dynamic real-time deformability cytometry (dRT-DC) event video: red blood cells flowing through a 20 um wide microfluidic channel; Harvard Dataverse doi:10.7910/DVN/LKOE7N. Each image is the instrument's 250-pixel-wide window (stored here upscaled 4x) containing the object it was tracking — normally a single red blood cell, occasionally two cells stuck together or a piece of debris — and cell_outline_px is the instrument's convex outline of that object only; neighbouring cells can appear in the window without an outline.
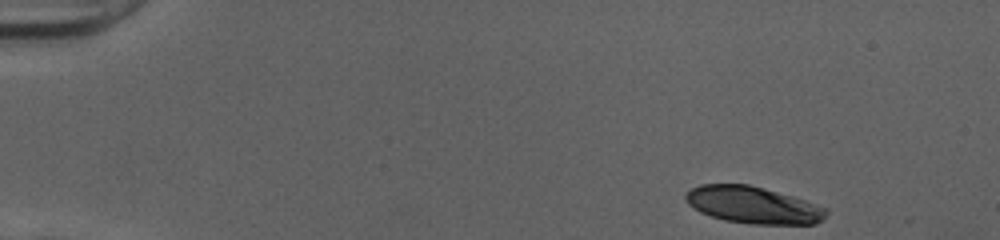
{"species": "human", "species_latin": "Homo sapiens", "temperature_condition": "cold", "stored_images_in_passage": 46, "camera_frame_rate_fps": 3000, "um_per_image_px": 0.085, "donor": {"sex": "female"}, "frame": {"image": 1, "passage_image": 1, "time_ms": 0.0, "image_size_px": [1000, 240], "cell_outline_px": [[828, 212], [824, 220], [816, 224], [752, 224], [724, 220], [700, 212], [688, 204], [684, 200], [684, 196], [692, 188], [700, 184], [748, 184], [764, 188], [792, 196], [828, 208]], "centroid_in_image_um": [64.03, 17.43], "position_along_channel_um": 21.0, "area_um2": 30.35}}
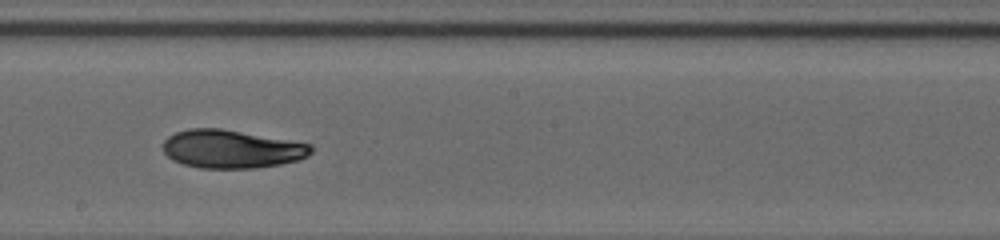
{"frame": {"image": 2, "passage_image": 25, "time_ms": 8.0, "image_size_px": [1000, 240], "cell_outline_px": [[312, 152], [308, 156], [300, 160], [280, 164], [256, 168], [200, 168], [184, 164], [172, 160], [164, 152], [164, 140], [168, 136], [176, 132], [188, 128], [220, 128], [312, 144]], "centroid_in_image_um": [19.69, 12.67], "position_along_channel_um": 228.5, "area_um2": 33.0}}
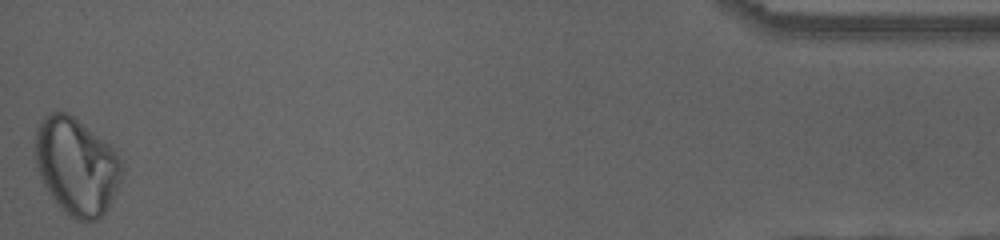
{"frame": {"image": 3, "passage_image": 46, "time_ms": 15.0, "image_size_px": [1000, 240], "cell_outline_px": [[124, 176], [108, 208], [96, 220], [76, 220], [68, 216], [56, 204], [44, 184], [36, 168], [36, 128], [40, 120], [48, 112], [56, 108], [68, 112], [108, 144], [120, 156]], "centroid_in_image_um": [6.5, 14.11], "position_along_channel_um": 428.7, "area_um2": 49.36}, "authors_computed_cell_mechanics": {"area_um2": 33.3217, "velocity_mm_per_s": 4.0423, "shape_relaxation_time_tau1_ms": 6.4216, "shape_relaxation_time_tau2_ms": 2.2233, "deformation_change_tau1": 0.1974, "deformation_change_tau2": 0.0581}}